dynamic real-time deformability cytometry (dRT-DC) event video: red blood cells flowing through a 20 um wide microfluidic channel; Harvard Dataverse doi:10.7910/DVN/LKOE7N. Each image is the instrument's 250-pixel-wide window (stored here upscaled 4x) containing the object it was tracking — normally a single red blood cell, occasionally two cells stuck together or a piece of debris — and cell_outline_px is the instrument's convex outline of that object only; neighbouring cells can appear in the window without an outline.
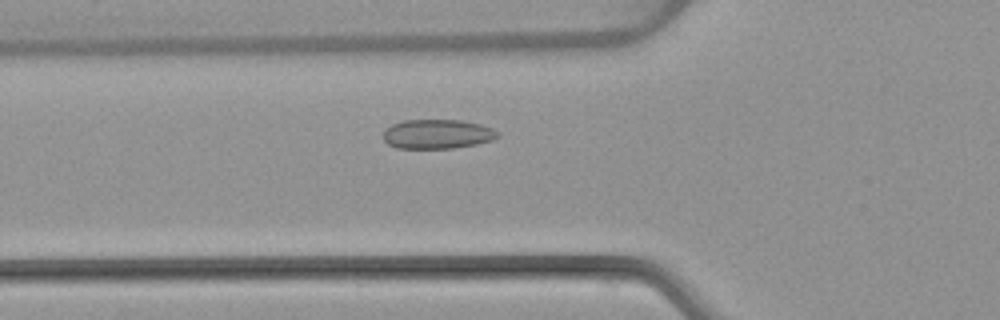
{"species": "common noctule bat (a hibernating species)", "species_latin": "Nyctalus noctula", "temperature_condition": "warm", "stored_images_in_passage": 48, "camera_frame_rate_fps": 3000, "um_per_image_px": 0.085, "animal": {"sex": "female", "body_mass_g": 22.7, "forearm_length_mm": 54.2}, "frame": {"image": 1, "passage_image": 14, "time_ms": 4.333, "image_size_px": [1000, 320], "cell_outline_px": [[500, 136], [492, 140], [476, 144], [452, 148], [396, 148], [388, 144], [384, 140], [384, 132], [392, 124], [404, 120], [460, 120], [480, 124], [492, 128], [500, 132]], "centroid_in_image_um": [37.2, 11.39], "position_along_channel_um": 88.6, "area_um2": 19.54}}
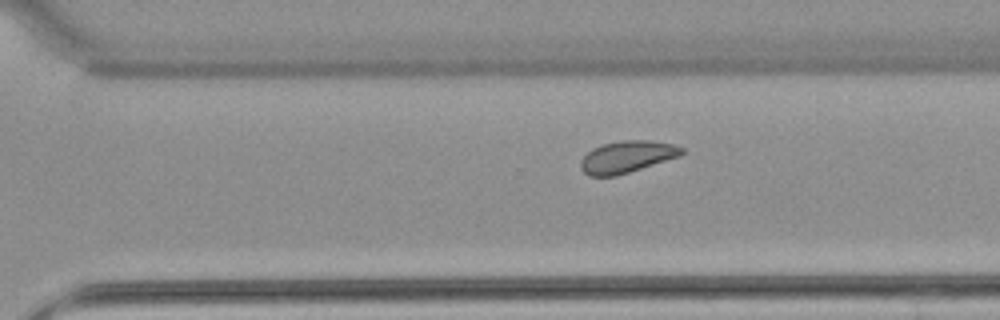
{"frame": {"image": 2, "passage_image": 32, "time_ms": 10.333, "image_size_px": [1000, 320], "cell_outline_px": [[684, 152], [680, 156], [616, 176], [588, 176], [580, 168], [580, 160], [592, 148], [604, 144], [624, 140], [648, 140], [672, 144], [684, 148]], "centroid_in_image_um": [53.27, 13.33], "position_along_channel_um": 317.3, "area_um2": 18.67}}
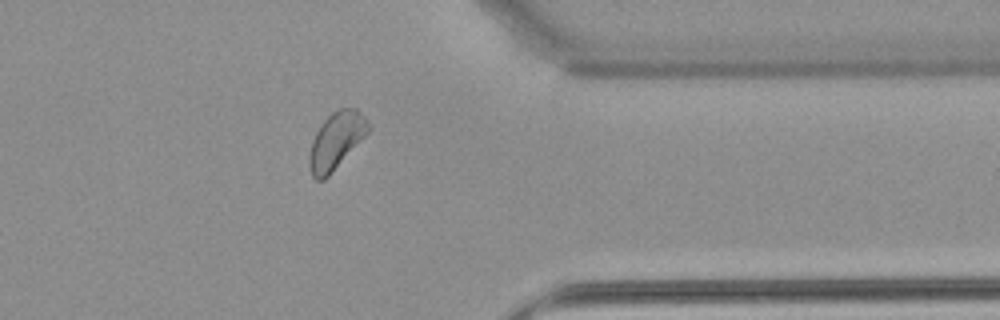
{"frame": {"image": 3, "passage_image": 38, "time_ms": 12.333, "image_size_px": [1000, 320], "cell_outline_px": [[372, 128], [328, 176], [324, 180], [316, 180], [312, 176], [308, 164], [308, 156], [312, 140], [320, 124], [332, 112], [340, 108], [356, 108], [364, 116]], "centroid_in_image_um": [28.55, 11.95], "position_along_channel_um": 382.8, "area_um2": 19.42}, "authors_computed_cell_mechanics": {"area_um2": 19.3341, "velocity_mm_per_s": 3.8097, "shape_relaxation_time_tau1_ms": 7.8937, "shape_relaxation_time_tau2_ms": null, "deformation_change_tau1": 0.0745, "deformation_change_tau2": null}}